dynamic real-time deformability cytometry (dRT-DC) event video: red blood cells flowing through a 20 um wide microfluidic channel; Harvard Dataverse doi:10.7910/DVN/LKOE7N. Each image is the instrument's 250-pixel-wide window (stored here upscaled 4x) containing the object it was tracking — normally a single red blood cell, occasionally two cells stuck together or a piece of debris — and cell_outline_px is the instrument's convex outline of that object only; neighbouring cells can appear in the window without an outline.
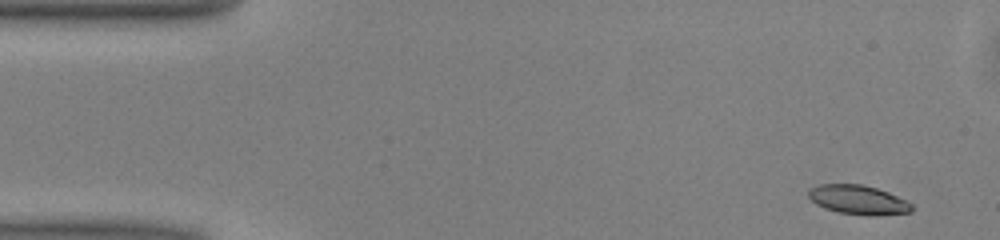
{"species": "common noctule bat (a hibernating species)", "species_latin": "Nyctalus noctula", "temperature_condition": "warm", "stored_images_in_passage": 14, "camera_frame_rate_fps": 3000, "um_per_image_px": 0.085, "animal": {"sex": "male", "body_mass_g": 13.0, "forearm_length_mm": 53.1}, "frame": {"image": 1, "passage_image": 2, "time_ms": 0.333, "image_size_px": [1000, 240], "cell_outline_px": [[912, 212], [872, 216], [868, 216], [840, 212], [824, 208], [816, 204], [808, 196], [808, 188], [820, 184], [864, 184], [888, 192], [908, 200], [912, 204]], "centroid_in_image_um": [72.96, 16.98], "position_along_channel_um": 12.0, "area_um2": 17.74}}
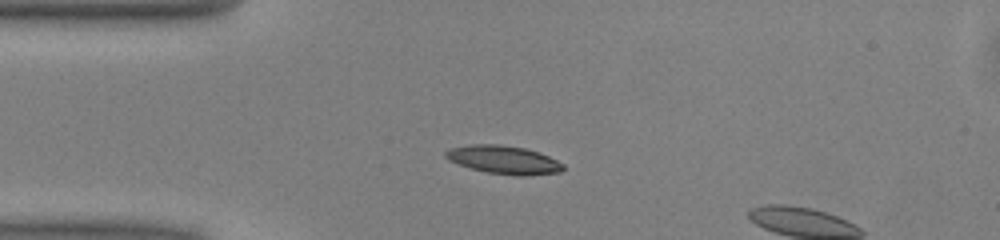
{"frame": {"image": 2, "passage_image": 11, "time_ms": 3.333, "image_size_px": [1000, 240], "cell_outline_px": [[564, 168], [560, 172], [524, 176], [520, 176], [488, 172], [472, 168], [448, 160], [444, 156], [444, 152], [452, 148], [468, 144], [500, 144], [524, 148], [540, 152], [564, 164]], "centroid_in_image_um": [42.83, 13.57], "position_along_channel_um": 42.2, "area_um2": 19.25}}